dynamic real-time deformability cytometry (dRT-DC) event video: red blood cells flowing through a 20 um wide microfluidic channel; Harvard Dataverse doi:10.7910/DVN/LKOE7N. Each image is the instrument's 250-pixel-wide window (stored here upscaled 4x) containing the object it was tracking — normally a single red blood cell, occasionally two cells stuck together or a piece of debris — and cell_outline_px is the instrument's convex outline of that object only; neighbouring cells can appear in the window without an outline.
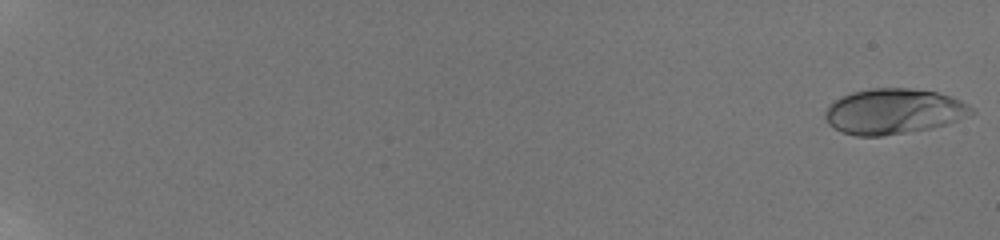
{"species": "human", "species_latin": "Homo sapiens", "temperature_condition": "room temperature", "stored_images_in_passage": 53, "camera_frame_rate_fps": 3000, "um_per_image_px": 0.085, "donor": {"sex": "male"}, "frame": {"image": 1, "passage_image": 1, "time_ms": 0.0, "image_size_px": [1000, 240], "cell_outline_px": [[976, 112], [956, 120], [932, 128], [880, 136], [856, 136], [840, 132], [828, 124], [824, 116], [828, 104], [852, 92], [872, 88], [912, 88], [936, 92], [960, 100], [968, 104]], "centroid_in_image_um": [75.92, 9.47], "position_along_channel_um": 9.1, "area_um2": 38.49}}
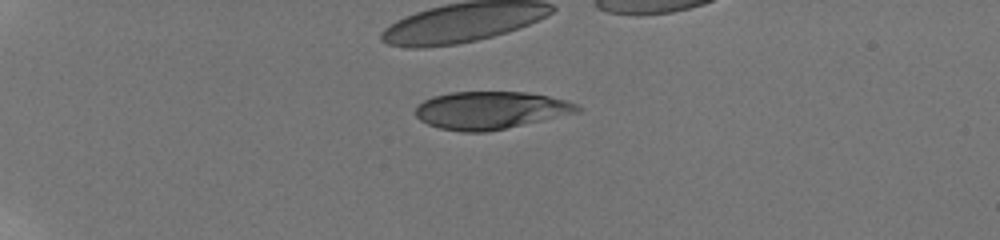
{"frame": {"image": 2, "passage_image": 18, "time_ms": 5.667, "image_size_px": [1000, 240], "cell_outline_px": [[580, 112], [504, 128], [484, 132], [464, 132], [440, 128], [428, 124], [420, 120], [416, 116], [416, 108], [424, 100], [432, 96], [452, 92], [524, 92], [548, 96], [564, 100], [576, 104], [580, 108]], "centroid_in_image_um": [41.67, 9.37], "position_along_channel_um": 43.3, "area_um2": 35.03}}